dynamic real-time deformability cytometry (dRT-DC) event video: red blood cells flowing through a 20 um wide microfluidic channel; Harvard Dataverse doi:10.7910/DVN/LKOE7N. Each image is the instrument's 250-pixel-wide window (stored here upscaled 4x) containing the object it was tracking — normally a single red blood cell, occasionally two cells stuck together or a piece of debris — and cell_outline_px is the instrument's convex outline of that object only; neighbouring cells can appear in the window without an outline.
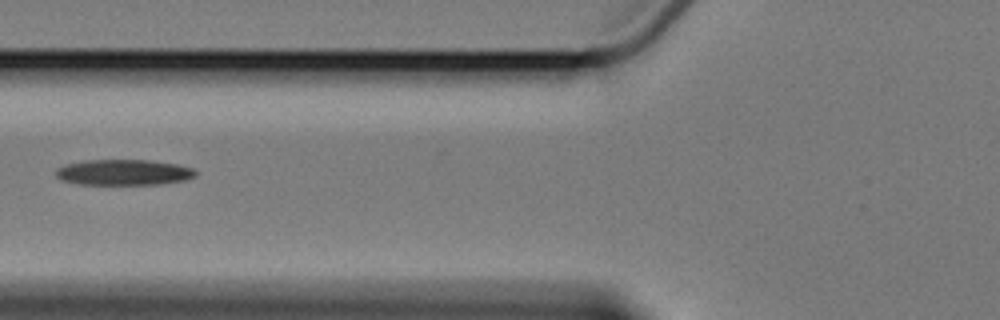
{"species": "Egyptian fruit bat (a non-hibernating species)", "species_latin": "Rousettus aegyptiacus", "temperature_condition": "cold", "stored_images_in_passage": 7, "camera_frame_rate_fps": 3000, "um_per_image_px": 0.085, "animal": {"sex": "female"}, "frame": {"image": 1, "passage_image": 7, "time_ms": 7.0, "image_size_px": [1000, 320], "cell_outline_px": [[196, 176], [184, 180], [156, 184], [80, 184], [64, 180], [56, 176], [56, 168], [64, 164], [84, 160], [148, 160], [176, 164], [192, 168], [196, 172]], "centroid_in_image_um": [10.48, 14.64], "position_along_channel_um": 115.3, "area_um2": 20.75}}